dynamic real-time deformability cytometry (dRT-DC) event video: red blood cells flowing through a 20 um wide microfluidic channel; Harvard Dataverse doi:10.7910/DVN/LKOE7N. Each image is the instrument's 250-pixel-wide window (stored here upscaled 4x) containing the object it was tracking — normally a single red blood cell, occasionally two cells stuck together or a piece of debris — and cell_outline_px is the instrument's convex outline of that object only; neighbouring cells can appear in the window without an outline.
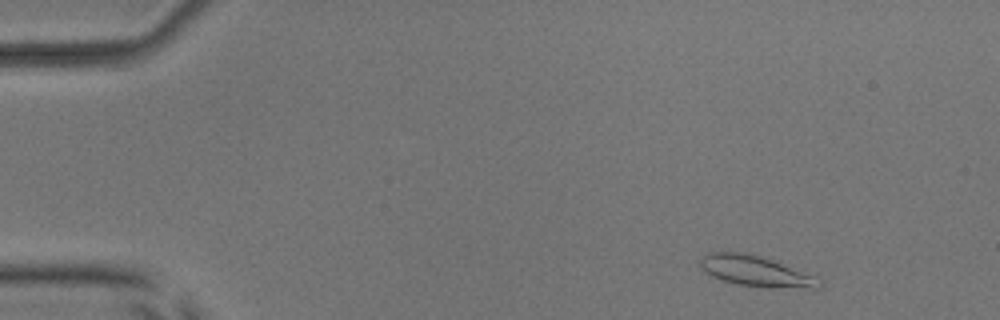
{"species": "common noctule bat (a hibernating species)", "species_latin": "Nyctalus noctula", "temperature_condition": "room temperature", "stored_images_in_passage": 52, "camera_frame_rate_fps": 3000, "um_per_image_px": 0.085, "animal": {"sex": "male", "body_mass_g": 17.9, "forearm_length_mm": 54.2}, "frame": {"image": 1, "passage_image": 4, "time_ms": 1.0, "image_size_px": [1000, 320], "cell_outline_px": [[820, 288], [772, 288], [736, 284], [712, 276], [704, 272], [700, 264], [700, 260], [704, 256], [712, 252], [744, 252], [760, 256], [772, 260], [812, 276], [820, 280]], "centroid_in_image_um": [64.19, 23.06], "position_along_channel_um": 20.8, "area_um2": 20.75}}
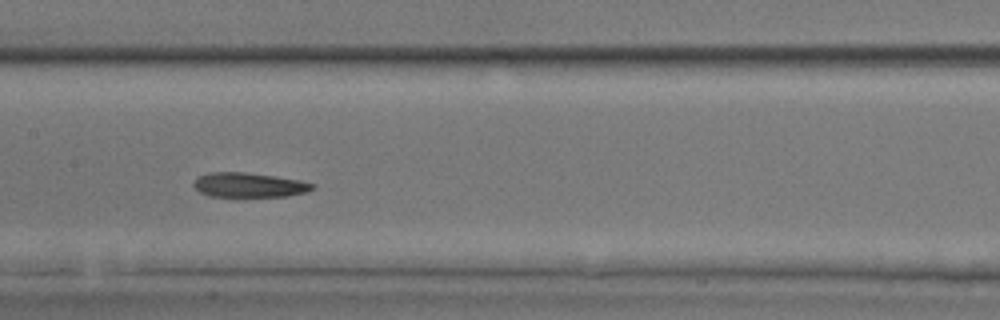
{"frame": {"image": 2, "passage_image": 25, "time_ms": 8.0, "image_size_px": [1000, 320], "cell_outline_px": [[316, 188], [308, 192], [288, 196], [208, 196], [200, 192], [192, 184], [196, 176], [208, 172], [244, 172], [276, 176], [300, 180], [316, 184]], "centroid_in_image_um": [21.18, 15.71], "position_along_channel_um": 186.2, "area_um2": 17.22}}
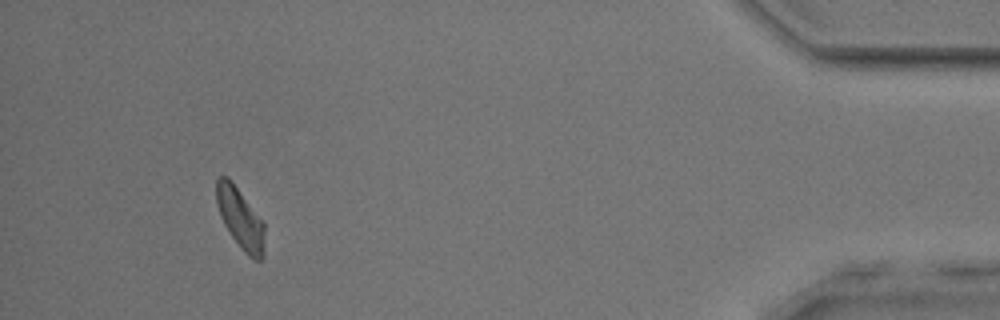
{"frame": {"image": 3, "passage_image": 48, "time_ms": 15.667, "image_size_px": [1000, 320], "cell_outline_px": [[264, 256], [260, 260], [256, 260], [248, 256], [240, 248], [228, 232], [220, 216], [216, 204], [216, 180], [220, 176], [228, 176], [232, 180], [264, 220]], "centroid_in_image_um": [20.43, 18.54], "position_along_channel_um": 414.8, "area_um2": 17.57}, "authors_computed_cell_mechanics": {"area_um2": 18.0047, "velocity_mm_per_s": 3.8034, "shape_relaxation_time_tau1_ms": 4.2278, "shape_relaxation_time_tau2_ms": 5.8636, "deformation_change_tau1": 0.1613, "deformation_change_tau2": 0.1344}}